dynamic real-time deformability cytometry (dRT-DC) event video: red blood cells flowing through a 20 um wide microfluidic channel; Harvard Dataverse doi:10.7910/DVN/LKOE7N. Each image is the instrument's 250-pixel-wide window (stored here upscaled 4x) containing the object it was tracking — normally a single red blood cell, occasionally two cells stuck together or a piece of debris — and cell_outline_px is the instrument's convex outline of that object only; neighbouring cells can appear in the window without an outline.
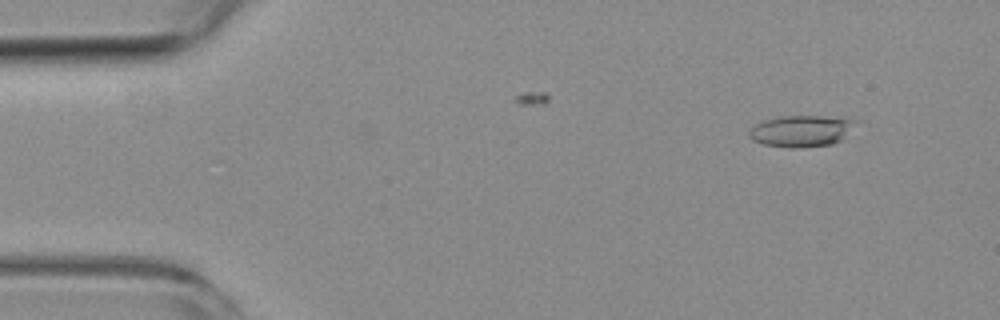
{"species": "common noctule bat (a hibernating species)", "species_latin": "Nyctalus noctula", "temperature_condition": "room temperature", "stored_images_in_passage": 4, "camera_frame_rate_fps": 3000, "um_per_image_px": 0.085, "animal": {"sex": "female", "body_mass_g": 19.3, "forearm_length_mm": 54.1}, "frame": {"image": 1, "passage_image": 2, "time_ms": 1.0, "image_size_px": [1000, 320], "cell_outline_px": [[860, 120], [840, 140], [832, 144], [796, 148], [792, 148], [760, 144], [752, 140], [748, 136], [748, 132], [756, 124], [764, 120], [780, 116], [848, 116]], "centroid_in_image_um": [68.15, 11.11], "position_along_channel_um": 16.9, "area_um2": 19.88}}
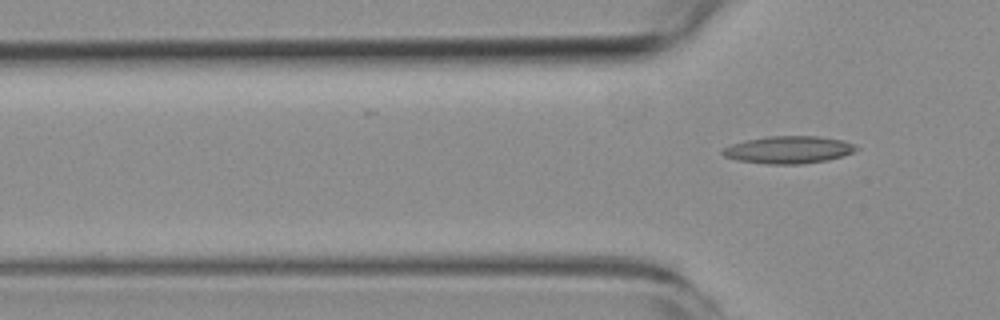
{"frame": {"image": 2, "passage_image": 4, "time_ms": 4.667, "image_size_px": [1000, 320], "cell_outline_px": [[860, 148], [852, 152], [828, 160], [800, 164], [764, 164], [736, 160], [724, 156], [720, 152], [724, 148], [732, 144], [748, 140], [768, 136], [816, 136], [844, 140], [856, 144]], "centroid_in_image_um": [67.04, 12.73], "position_along_channel_um": 58.8, "area_um2": 21.33}}